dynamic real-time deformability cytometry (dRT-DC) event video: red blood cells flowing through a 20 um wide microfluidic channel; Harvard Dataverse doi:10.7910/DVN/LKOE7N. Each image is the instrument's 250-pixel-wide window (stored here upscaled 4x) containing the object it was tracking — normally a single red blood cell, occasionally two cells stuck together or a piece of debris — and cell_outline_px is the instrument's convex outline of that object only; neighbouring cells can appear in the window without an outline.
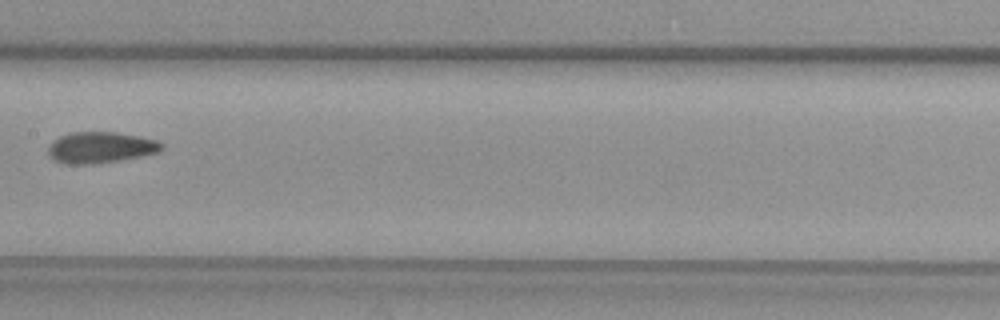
{"species": "common noctule bat (a hibernating species)", "species_latin": "Nyctalus noctula", "temperature_condition": "warm", "stored_images_in_passage": 7, "camera_frame_rate_fps": 3000, "um_per_image_px": 0.085, "animal": {"sex": "female", "body_mass_g": 29.2, "forearm_length_mm": 56.3}, "frame": {"image": 1, "passage_image": 7, "time_ms": 2.0, "image_size_px": [1000, 320], "cell_outline_px": [[164, 148], [160, 152], [140, 156], [92, 164], [64, 164], [52, 160], [48, 156], [48, 144], [52, 140], [60, 136], [72, 132], [116, 132], [140, 136], [156, 140], [164, 144]], "centroid_in_image_um": [8.51, 12.53], "position_along_channel_um": 198.9, "area_um2": 20.81}}